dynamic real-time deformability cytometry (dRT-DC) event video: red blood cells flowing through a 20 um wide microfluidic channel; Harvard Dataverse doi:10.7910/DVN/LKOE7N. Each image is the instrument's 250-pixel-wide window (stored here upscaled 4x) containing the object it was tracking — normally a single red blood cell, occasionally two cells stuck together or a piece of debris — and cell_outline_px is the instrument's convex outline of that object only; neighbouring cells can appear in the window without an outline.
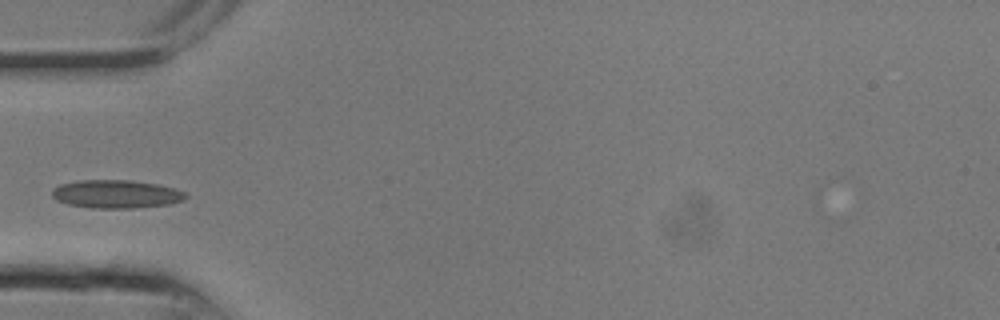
{"species": "common noctule bat (a hibernating species)", "species_latin": "Nyctalus noctula", "temperature_condition": "room temperature", "stored_images_in_passage": 8, "camera_frame_rate_fps": 3000, "um_per_image_px": 0.085, "animal": {"sex": "male", "body_mass_g": 13.3}, "frame": {"image": 1, "passage_image": 1, "time_ms": 0.0, "image_size_px": [1000, 320], "cell_outline_px": [[188, 196], [184, 200], [168, 204], [136, 208], [88, 208], [68, 204], [56, 200], [52, 196], [52, 188], [60, 184], [80, 180], [128, 180], [156, 184], [172, 188], [184, 192]], "centroid_in_image_um": [9.83, 16.5], "position_along_channel_um": 75.2, "area_um2": 21.96}}
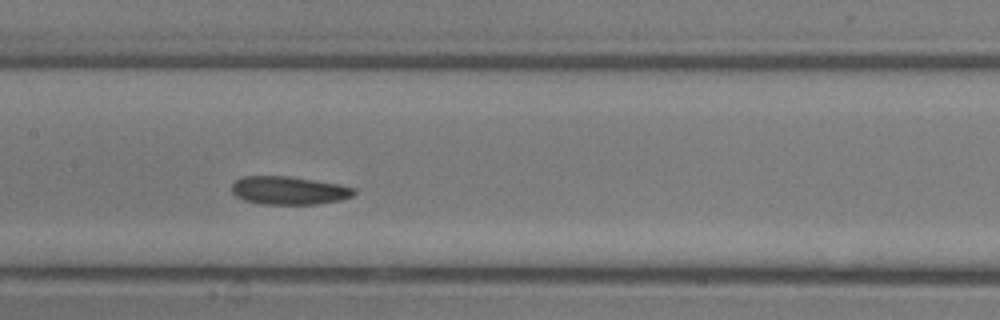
{"frame": {"image": 2, "passage_image": 5, "time_ms": 1.333, "image_size_px": [1000, 320], "cell_outline_px": [[356, 192], [352, 196], [340, 200], [316, 204], [260, 204], [244, 200], [236, 196], [232, 192], [232, 184], [236, 180], [244, 176], [292, 176], [340, 184], [356, 188]], "centroid_in_image_um": [24.57, 16.18], "position_along_channel_um": 182.8, "area_um2": 20.23}}
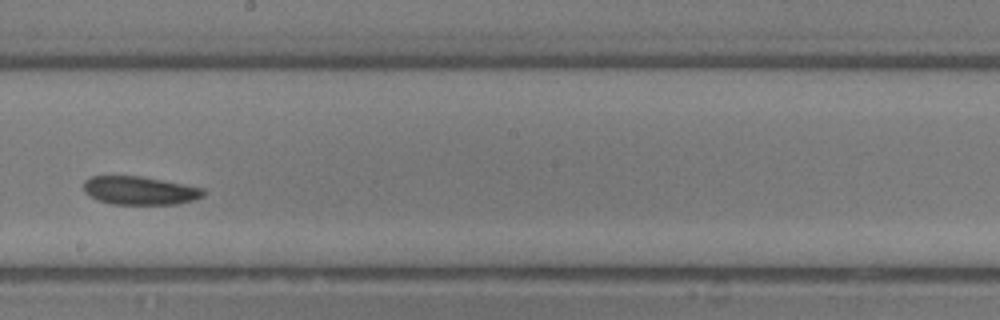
{"frame": {"image": 3, "passage_image": 7, "time_ms": 2.0, "image_size_px": [1000, 320], "cell_outline_px": [[204, 196], [180, 204], [112, 204], [96, 200], [88, 196], [84, 192], [84, 180], [92, 176], [140, 176], [184, 184], [204, 188]], "centroid_in_image_um": [11.86, 16.2], "position_along_channel_um": 236.3, "area_um2": 19.88}}